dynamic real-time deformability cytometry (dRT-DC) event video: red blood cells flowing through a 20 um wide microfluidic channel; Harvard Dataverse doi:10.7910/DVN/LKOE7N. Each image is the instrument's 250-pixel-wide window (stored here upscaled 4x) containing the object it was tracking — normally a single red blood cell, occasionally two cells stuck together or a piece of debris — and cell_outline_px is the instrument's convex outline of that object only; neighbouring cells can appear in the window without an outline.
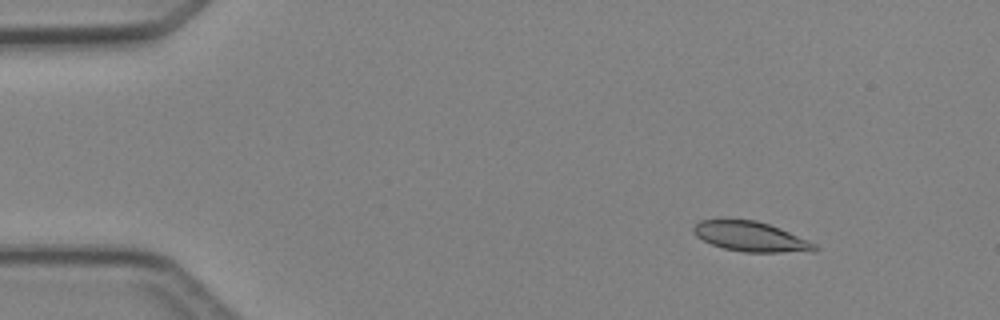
{"species": "Egyptian fruit bat (a non-hibernating species)", "species_latin": "Rousettus aegyptiacus", "temperature_condition": "cold", "stored_images_in_passage": 4, "camera_frame_rate_fps": 3000, "um_per_image_px": 0.085, "animal": {"sex": "female"}, "frame": {"image": 1, "passage_image": 1, "time_ms": 0.0, "image_size_px": [1000, 320], "cell_outline_px": [[820, 248], [816, 252], [744, 252], [724, 248], [712, 244], [696, 236], [692, 232], [692, 228], [700, 220], [720, 216], [728, 216], [756, 220], [780, 228], [808, 240], [816, 244]], "centroid_in_image_um": [63.77, 20.06], "position_along_channel_um": 21.2, "area_um2": 21.96}}
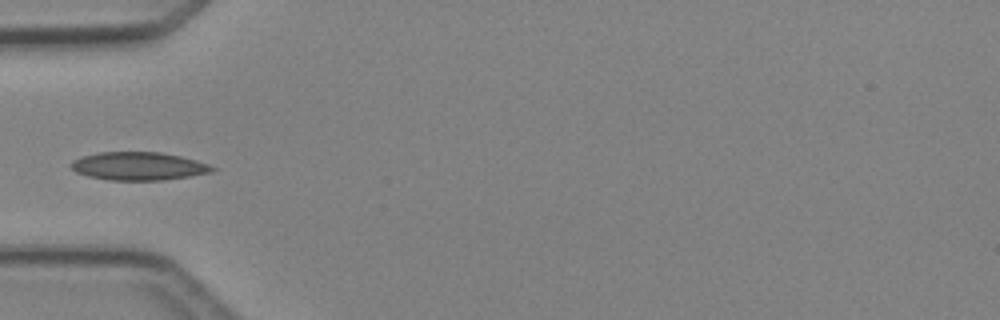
{"frame": {"image": 2, "passage_image": 4, "time_ms": 3.333, "image_size_px": [1000, 320], "cell_outline_px": [[216, 168], [212, 172], [188, 176], [160, 180], [108, 180], [88, 176], [76, 172], [72, 168], [72, 160], [84, 156], [100, 152], [160, 152], [180, 156], [196, 160], [208, 164]], "centroid_in_image_um": [11.78, 14.12], "position_along_channel_um": 73.2, "area_um2": 22.89}}